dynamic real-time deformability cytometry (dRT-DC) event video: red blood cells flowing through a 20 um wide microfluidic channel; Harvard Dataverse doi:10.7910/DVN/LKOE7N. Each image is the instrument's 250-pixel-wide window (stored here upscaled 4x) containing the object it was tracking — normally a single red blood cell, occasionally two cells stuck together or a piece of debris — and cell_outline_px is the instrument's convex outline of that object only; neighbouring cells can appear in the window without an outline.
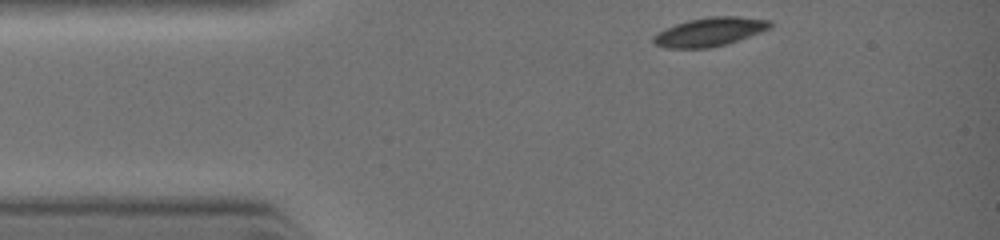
{"species": "common noctule bat (a hibernating species)", "species_latin": "Nyctalus noctula", "temperature_condition": "warm", "stored_images_in_passage": 3, "camera_frame_rate_fps": 3000, "um_per_image_px": 0.085, "animal": {"sex": "female", "body_mass_g": 19.0, "forearm_length_mm": 51.5}, "frame": {"image": 1, "passage_image": 1, "time_ms": 0.0, "image_size_px": [1000, 240], "cell_outline_px": [[772, 28], [724, 44], [708, 48], [668, 48], [656, 44], [652, 40], [652, 36], [664, 28], [688, 20], [708, 16], [736, 16], [772, 20]], "centroid_in_image_um": [60.32, 2.69], "position_along_channel_um": 24.7, "area_um2": 19.42}}